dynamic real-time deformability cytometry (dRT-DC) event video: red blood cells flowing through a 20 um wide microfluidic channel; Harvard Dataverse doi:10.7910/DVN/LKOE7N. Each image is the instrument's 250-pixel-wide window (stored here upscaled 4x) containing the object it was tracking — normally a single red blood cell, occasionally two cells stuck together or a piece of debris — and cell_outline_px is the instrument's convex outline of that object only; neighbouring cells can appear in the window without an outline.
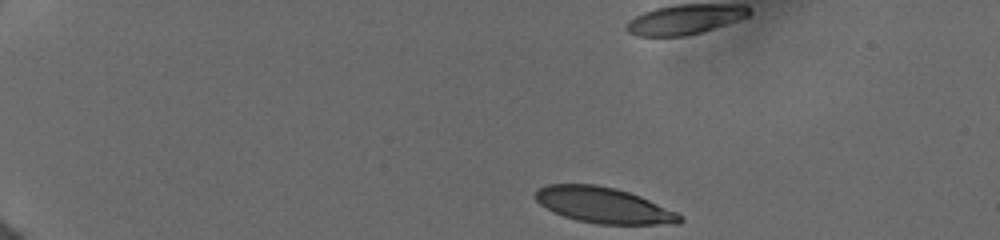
{"species": "human", "species_latin": "Homo sapiens", "temperature_condition": "cold", "stored_images_in_passage": 19, "camera_frame_rate_fps": 3000, "um_per_image_px": 0.085, "donor": {"sex": "female"}, "frame": {"image": 1, "passage_image": 1, "time_ms": 0.0, "image_size_px": [1000, 240], "cell_outline_px": [[684, 220], [680, 224], [596, 224], [576, 220], [552, 212], [540, 204], [536, 200], [536, 192], [540, 188], [548, 184], [596, 184], [616, 188], [640, 196], [676, 212], [684, 216]], "centroid_in_image_um": [51.33, 17.45], "position_along_channel_um": 33.7, "area_um2": 30.11}}
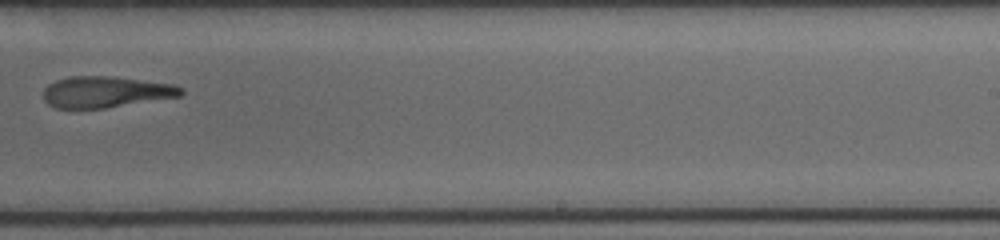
{"frame": {"image": 2, "passage_image": 13, "time_ms": 9.667, "image_size_px": [1000, 240], "cell_outline_px": [[184, 92], [180, 96], [104, 108], [56, 108], [48, 104], [44, 100], [44, 88], [48, 84], [56, 80], [68, 76], [112, 76], [172, 84], [184, 88]], "centroid_in_image_um": [8.96, 7.81], "position_along_channel_um": 280.0, "area_um2": 24.97}}
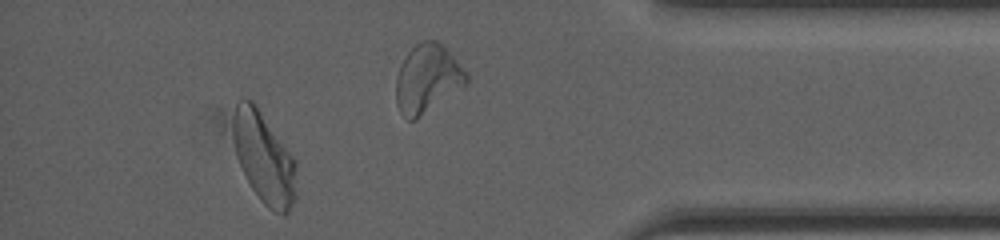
{"frame": {"image": 3, "passage_image": 17, "time_ms": 13.0, "image_size_px": [1000, 240], "cell_outline_px": [[296, 196], [288, 212], [284, 216], [268, 208], [260, 200], [252, 188], [240, 164], [236, 152], [232, 132], [232, 124], [236, 100], [240, 96], [244, 96], [252, 100], [256, 104], [296, 160]], "centroid_in_image_um": [22.44, 13.36], "position_along_channel_um": 412.8, "area_um2": 33.81}, "authors_computed_cell_mechanics": {"area_um2": 31.0964, "velocity_mm_per_s": 3.9225, "shape_relaxation_time_tau1_ms": null, "shape_relaxation_time_tau2_ms": 3.0187, "deformation_change_tau1": null, "deformation_change_tau2": 0.1037}}